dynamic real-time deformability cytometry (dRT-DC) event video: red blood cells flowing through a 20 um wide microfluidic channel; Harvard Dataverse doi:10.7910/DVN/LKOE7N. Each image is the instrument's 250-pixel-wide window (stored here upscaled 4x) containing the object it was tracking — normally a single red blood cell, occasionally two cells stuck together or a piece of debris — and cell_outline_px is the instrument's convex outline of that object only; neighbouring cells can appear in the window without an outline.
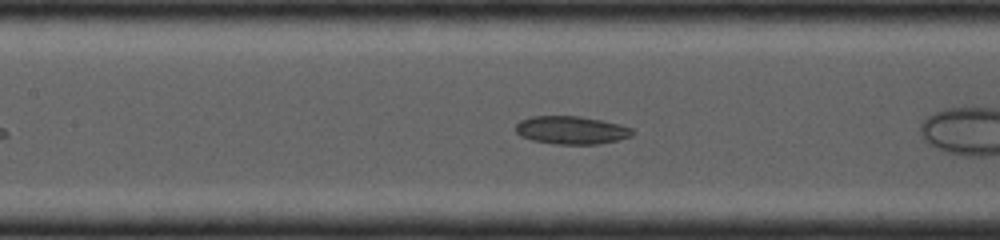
{"species": "common noctule bat (a hibernating species)", "species_latin": "Nyctalus noctula", "temperature_condition": "cold", "stored_images_in_passage": 47, "camera_frame_rate_fps": 4000, "um_per_image_px": 0.085, "animal": {"sex": "female", "body_mass_g": 19.0, "forearm_length_mm": 53.3}, "frame": {"image": 1, "passage_image": 15, "time_ms": 2.0, "image_size_px": [1000, 240], "cell_outline_px": [[636, 132], [632, 136], [616, 140], [596, 144], [556, 144], [532, 140], [520, 136], [516, 132], [516, 124], [520, 120], [532, 116], [580, 116], [600, 120], [632, 128]], "centroid_in_image_um": [48.54, 11.06], "position_along_channel_um": 158.9, "area_um2": 18.96}}
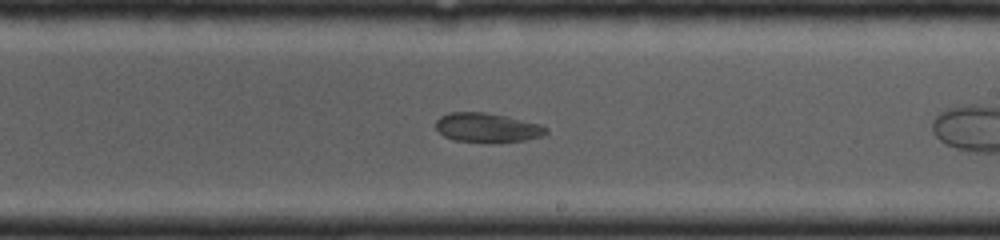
{"frame": {"image": 2, "passage_image": 27, "time_ms": 3.75, "image_size_px": [1000, 240], "cell_outline_px": [[548, 132], [544, 136], [528, 140], [492, 144], [484, 144], [452, 140], [444, 136], [436, 128], [436, 120], [440, 116], [452, 112], [484, 112], [504, 116], [536, 124], [548, 128]], "centroid_in_image_um": [41.4, 10.9], "position_along_channel_um": 247.6, "area_um2": 19.19}}
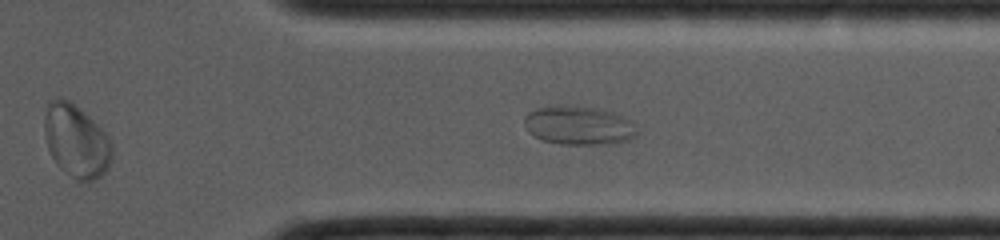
{"frame": {"image": 3, "passage_image": 43, "time_ms": 6.0, "image_size_px": [1000, 240], "cell_outline_px": [[640, 132], [636, 136], [628, 140], [616, 144], [564, 144], [540, 140], [528, 132], [524, 124], [524, 120], [528, 112], [540, 108], [588, 108], [608, 112], [632, 120]], "centroid_in_image_um": [49.25, 10.73], "position_along_channel_um": 362.2, "area_um2": 24.74}}